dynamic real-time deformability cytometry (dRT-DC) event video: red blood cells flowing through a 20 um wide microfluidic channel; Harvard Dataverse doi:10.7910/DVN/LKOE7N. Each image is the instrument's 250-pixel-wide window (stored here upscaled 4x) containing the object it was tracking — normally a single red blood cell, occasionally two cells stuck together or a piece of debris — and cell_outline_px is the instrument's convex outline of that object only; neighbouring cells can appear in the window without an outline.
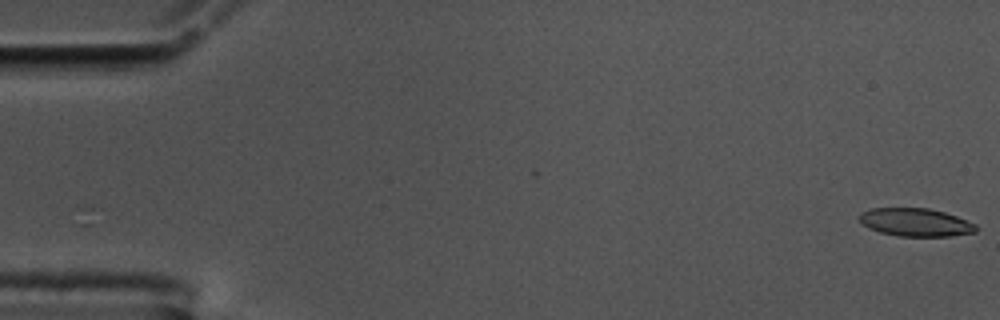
{"species": "common noctule bat (a hibernating species)", "species_latin": "Nyctalus noctula", "temperature_condition": "cold", "stored_images_in_passage": 53, "camera_frame_rate_fps": 3000, "um_per_image_px": 0.085, "animal": {"sex": "male", "body_mass_g": 17.5, "forearm_length_mm": 52.3}, "frame": {"image": 1, "passage_image": 1, "time_ms": 0.0, "image_size_px": [1000, 320], "cell_outline_px": [[976, 232], [952, 236], [900, 236], [880, 232], [868, 228], [860, 220], [860, 212], [872, 208], [928, 208], [944, 212], [956, 216], [976, 224]], "centroid_in_image_um": [77.83, 18.89], "position_along_channel_um": 7.2, "area_um2": 18.96}}
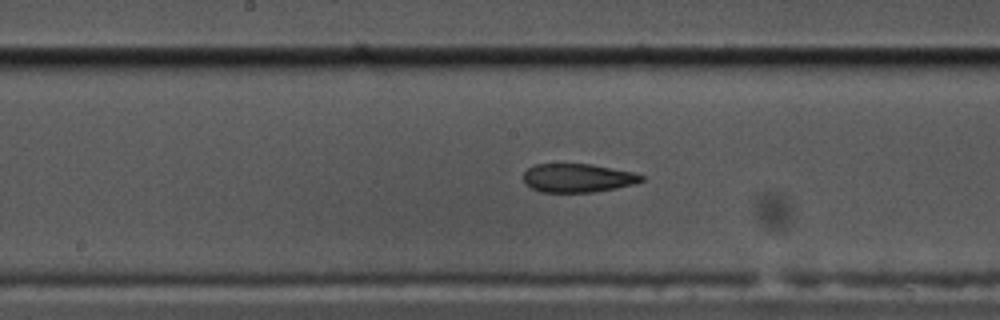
{"frame": {"image": 2, "passage_image": 29, "time_ms": 9.333, "image_size_px": [1000, 320], "cell_outline_px": [[644, 180], [636, 184], [596, 192], [540, 192], [532, 188], [524, 180], [524, 172], [528, 168], [536, 164], [592, 164], [636, 172], [644, 176]], "centroid_in_image_um": [49.17, 15.12], "position_along_channel_um": 199.0, "area_um2": 19.83}}
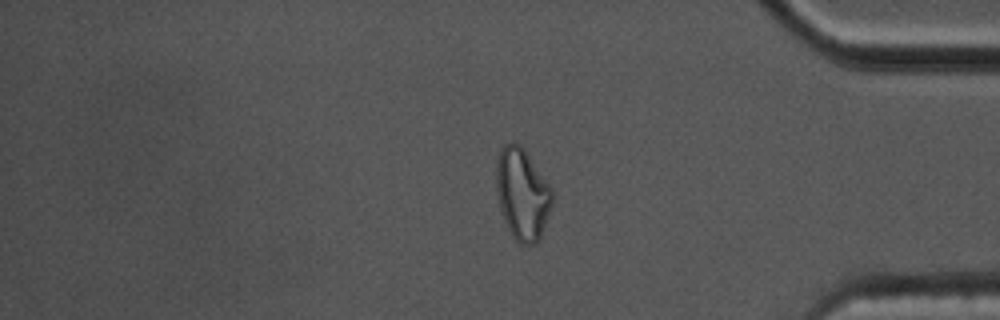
{"frame": {"image": 3, "passage_image": 47, "time_ms": 15.333, "image_size_px": [1000, 320], "cell_outline_px": [[552, 204], [540, 240], [536, 244], [520, 244], [512, 236], [504, 220], [500, 208], [496, 188], [496, 160], [500, 148], [504, 144], [512, 140], [520, 144], [524, 148], [552, 188]], "centroid_in_image_um": [44.38, 16.46], "position_along_channel_um": 390.8, "area_um2": 30.11}, "authors_computed_cell_mechanics": {"area_um2": 20.6924, "velocity_mm_per_s": 3.5716, "shape_relaxation_time_tau1_ms": null, "shape_relaxation_time_tau2_ms": 2.9519, "deformation_change_tau1": null, "deformation_change_tau2": 0.1057}}